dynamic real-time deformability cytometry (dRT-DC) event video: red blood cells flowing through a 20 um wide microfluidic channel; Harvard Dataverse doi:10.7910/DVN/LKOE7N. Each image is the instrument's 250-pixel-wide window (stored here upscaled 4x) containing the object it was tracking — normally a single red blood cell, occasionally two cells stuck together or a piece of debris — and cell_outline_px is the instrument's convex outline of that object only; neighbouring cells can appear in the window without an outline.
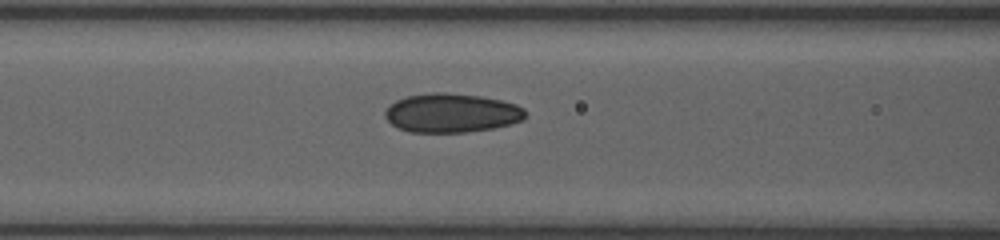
{"species": "human", "species_latin": "Homo sapiens", "temperature_condition": "room temperature", "stored_images_in_passage": 19, "segment_of_instrument_passage": [1, 2], "camera_frame_rate_fps": 3000, "um_per_image_px": 0.085, "donor": {"sex": "female"}, "frame": {"image": 1, "passage_image": 16, "time_ms": 6.333, "image_size_px": [1000, 240], "cell_outline_px": [[524, 116], [520, 120], [512, 124], [492, 128], [464, 132], [408, 132], [392, 124], [384, 116], [384, 112], [388, 104], [396, 100], [408, 96], [432, 92], [444, 92], [480, 96], [500, 100], [516, 104], [524, 108]], "centroid_in_image_um": [38.34, 9.59], "position_along_channel_um": 128.3, "area_um2": 31.79}}
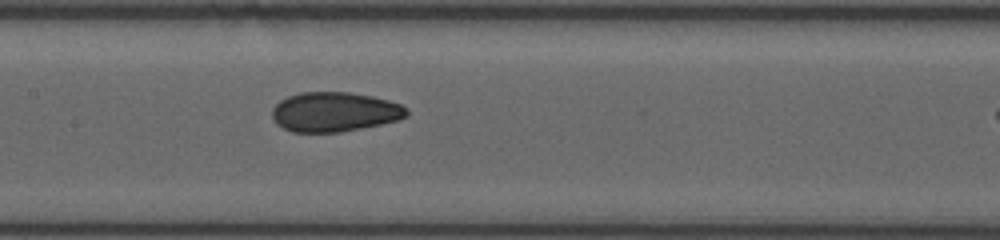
{"frame": {"image": 2, "passage_image": 18, "time_ms": 7.667, "image_size_px": [1000, 240], "cell_outline_px": [[408, 116], [400, 120], [340, 132], [292, 132], [276, 124], [272, 116], [272, 108], [280, 100], [288, 96], [300, 92], [348, 92], [372, 96], [388, 100], [400, 104], [408, 108]], "centroid_in_image_um": [28.44, 9.51], "position_along_channel_um": 179.0, "area_um2": 31.15}}